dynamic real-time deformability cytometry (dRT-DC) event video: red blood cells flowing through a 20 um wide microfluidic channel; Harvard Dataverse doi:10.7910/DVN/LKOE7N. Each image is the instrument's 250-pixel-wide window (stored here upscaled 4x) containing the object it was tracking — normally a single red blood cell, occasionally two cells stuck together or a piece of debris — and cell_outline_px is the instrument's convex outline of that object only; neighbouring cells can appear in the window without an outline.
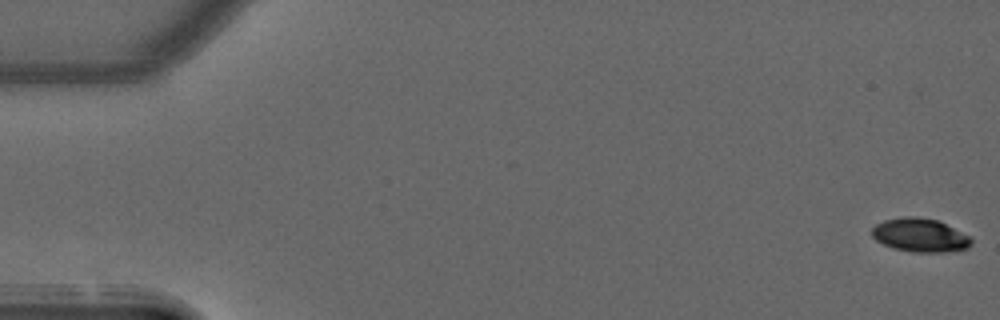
{"species": "common noctule bat (a hibernating species)", "species_latin": "Nyctalus noctula", "temperature_condition": "warm", "stored_images_in_passage": 52, "camera_frame_rate_fps": 3000, "um_per_image_px": 0.085, "animal": {"sex": "male", "forearm_length_mm": 52.5}, "frame": {"image": 1, "passage_image": 1, "time_ms": 0.0, "image_size_px": [1000, 320], "cell_outline_px": [[972, 244], [968, 248], [944, 252], [912, 252], [892, 248], [876, 240], [872, 236], [872, 228], [876, 224], [884, 220], [904, 216], [916, 216], [936, 220], [972, 236]], "centroid_in_image_um": [78.21, 19.99], "position_along_channel_um": 6.8, "area_um2": 19.54}}
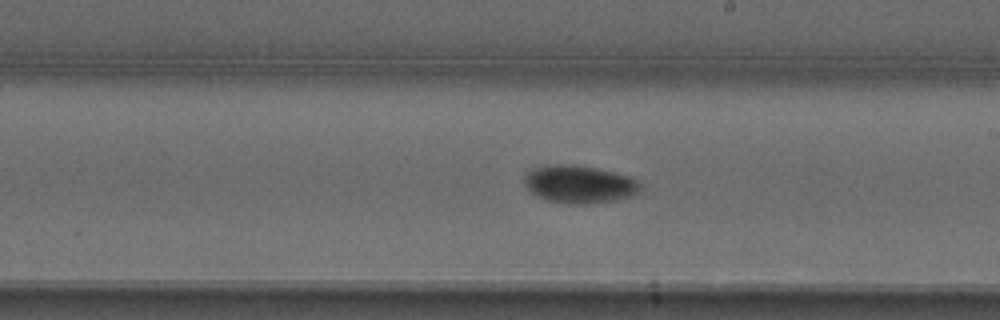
{"frame": {"image": 2, "passage_image": 30, "time_ms": 9.667, "image_size_px": [1000, 320], "cell_outline_px": [[640, 192], [632, 196], [616, 200], [588, 204], [564, 204], [548, 200], [532, 192], [524, 184], [524, 176], [532, 168], [548, 164], [572, 164], [596, 168], [628, 176], [636, 180], [640, 184]], "centroid_in_image_um": [49.23, 15.66], "position_along_channel_um": 239.8, "area_um2": 25.55}}
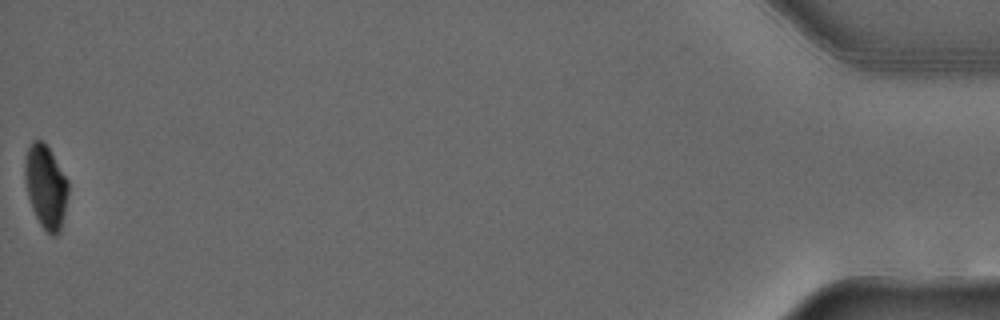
{"frame": {"image": 3, "passage_image": 52, "time_ms": 17.0, "image_size_px": [1000, 320], "cell_outline_px": [[68, 192], [60, 232], [56, 236], [52, 236], [40, 224], [32, 208], [28, 196], [24, 172], [24, 168], [28, 148], [32, 140], [40, 140], [48, 144], [68, 180]], "centroid_in_image_um": [3.9, 15.83], "position_along_channel_um": 431.3, "area_um2": 20.98}, "authors_computed_cell_mechanics": {"area_um2": 22.4842, "velocity_mm_per_s": 4.0015, "shape_relaxation_time_tau1_ms": 7.1945, "shape_relaxation_time_tau2_ms": null, "deformation_change_tau1": 0.2036, "deformation_change_tau2": null}}